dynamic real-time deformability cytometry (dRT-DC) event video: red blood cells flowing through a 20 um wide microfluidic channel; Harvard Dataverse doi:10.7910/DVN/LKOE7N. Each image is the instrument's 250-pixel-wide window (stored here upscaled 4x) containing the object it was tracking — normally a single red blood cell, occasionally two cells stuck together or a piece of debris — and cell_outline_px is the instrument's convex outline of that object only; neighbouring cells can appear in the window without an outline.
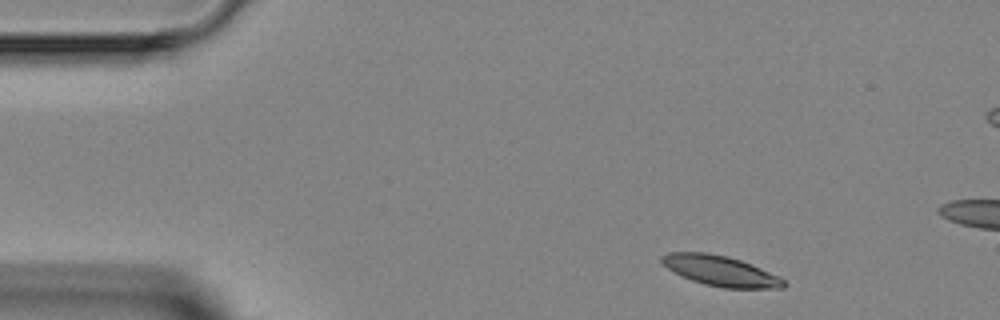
{"species": "Egyptian fruit bat (a non-hibernating species)", "species_latin": "Rousettus aegyptiacus", "temperature_condition": "room temperature", "stored_images_in_passage": 4, "camera_frame_rate_fps": 3000, "um_per_image_px": 0.085, "animal": {"sex": "female"}, "frame": {"image": 1, "passage_image": 1, "time_ms": 0.0, "image_size_px": [1000, 320], "cell_outline_px": [[788, 284], [784, 288], [724, 288], [704, 284], [692, 280], [668, 268], [660, 260], [660, 256], [668, 252], [708, 252], [728, 256], [740, 260], [760, 268], [784, 280]], "centroid_in_image_um": [61.23, 23.01], "position_along_channel_um": 23.8, "area_um2": 21.27}}